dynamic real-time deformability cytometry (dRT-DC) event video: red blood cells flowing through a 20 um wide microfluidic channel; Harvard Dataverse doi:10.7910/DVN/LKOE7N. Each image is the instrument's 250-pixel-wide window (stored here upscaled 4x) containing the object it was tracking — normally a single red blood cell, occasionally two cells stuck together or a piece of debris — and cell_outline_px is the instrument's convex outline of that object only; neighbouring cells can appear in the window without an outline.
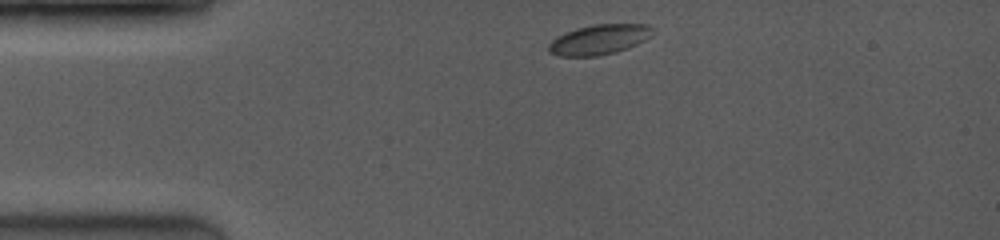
{"species": "common noctule bat (a hibernating species)", "species_latin": "Nyctalus noctula", "temperature_condition": "room temperature", "stored_images_in_passage": 36, "camera_frame_rate_fps": 3500, "um_per_image_px": 0.085, "animal": {"sex": "female", "body_mass_g": 19.0, "forearm_length_mm": 53.3}, "frame": {"image": 1, "passage_image": 1, "time_ms": 0.0, "image_size_px": [1000, 240], "cell_outline_px": [[652, 28], [648, 36], [644, 40], [628, 48], [616, 52], [596, 56], [560, 56], [552, 52], [548, 48], [548, 44], [556, 36], [576, 28], [596, 24], [648, 24]], "centroid_in_image_um": [50.89, 3.36], "position_along_channel_um": 34.1, "area_um2": 17.92}}
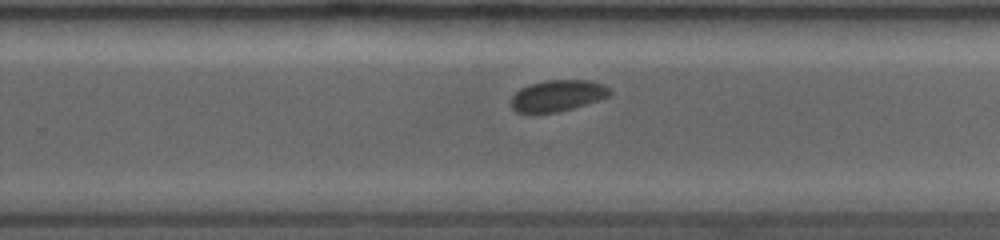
{"frame": {"image": 2, "passage_image": 22, "time_ms": 7.143, "image_size_px": [1000, 240], "cell_outline_px": [[612, 92], [608, 96], [600, 100], [572, 108], [556, 112], [516, 112], [508, 104], [508, 100], [520, 88], [544, 80], [588, 80], [604, 84], [612, 88]], "centroid_in_image_um": [47.39, 8.12], "position_along_channel_um": 282.4, "area_um2": 18.15}}
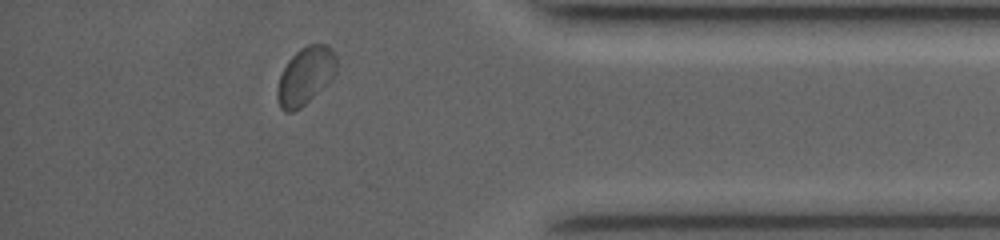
{"frame": {"image": 3, "passage_image": 32, "time_ms": 10.571, "image_size_px": [1000, 240], "cell_outline_px": [[336, 72], [300, 108], [292, 112], [284, 112], [280, 108], [276, 96], [276, 88], [280, 76], [288, 60], [300, 48], [308, 44], [328, 44], [332, 48], [336, 56]], "centroid_in_image_um": [25.92, 6.42], "position_along_channel_um": 409.3, "area_um2": 19.54}, "authors_computed_cell_mechanics": {"area_um2": 18.9006, "velocity_mm_per_s": 4.0719, "shape_relaxation_time_tau1_ms": 2.5392, "shape_relaxation_time_tau2_ms": null, "deformation_change_tau1": 0.044, "deformation_change_tau2": null}}